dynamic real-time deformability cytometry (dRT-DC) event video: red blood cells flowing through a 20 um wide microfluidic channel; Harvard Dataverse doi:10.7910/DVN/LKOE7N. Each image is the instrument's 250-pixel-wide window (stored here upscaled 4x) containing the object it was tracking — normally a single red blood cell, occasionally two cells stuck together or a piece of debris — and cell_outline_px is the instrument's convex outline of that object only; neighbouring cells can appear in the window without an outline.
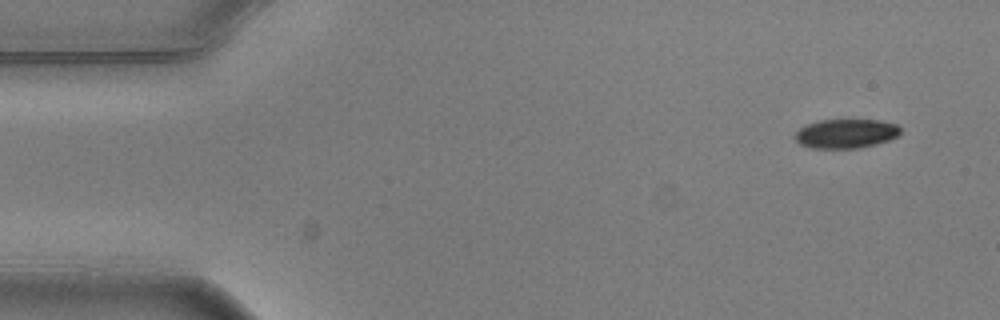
{"species": "common noctule bat (a hibernating species)", "species_latin": "Nyctalus noctula", "temperature_condition": "warm", "stored_images_in_passage": 6, "camera_frame_rate_fps": 3000, "um_per_image_px": 0.085, "animal": {"sex": "male", "body_mass_g": 20.5, "forearm_length_mm": 52.5}, "frame": {"image": 1, "passage_image": 1, "time_ms": 0.0, "image_size_px": [1000, 320], "cell_outline_px": [[900, 132], [896, 136], [888, 140], [876, 144], [860, 148], [812, 148], [800, 144], [792, 136], [800, 128], [808, 124], [820, 120], [880, 120], [896, 124], [900, 128]], "centroid_in_image_um": [71.88, 11.36], "position_along_channel_um": 13.1, "area_um2": 17.86}}
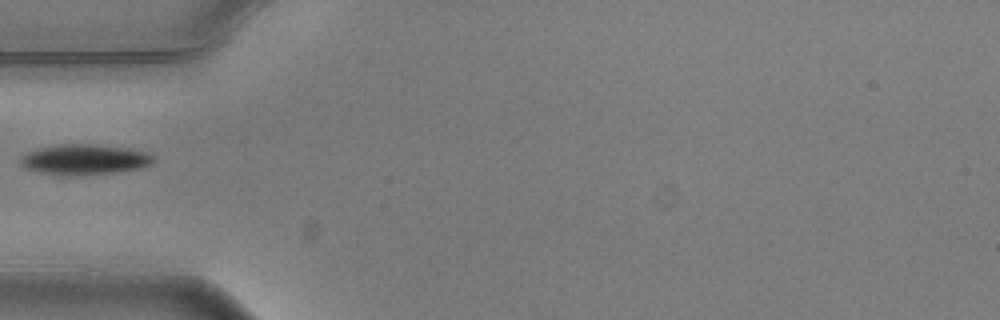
{"frame": {"image": 2, "passage_image": 5, "time_ms": 1.333, "image_size_px": [1000, 320], "cell_outline_px": [[152, 160], [148, 164], [140, 168], [112, 172], [64, 176], [60, 176], [24, 168], [20, 164], [20, 160], [28, 152], [40, 148], [64, 144], [92, 144], [124, 148], [148, 152], [152, 156]], "centroid_in_image_um": [7.14, 13.56], "position_along_channel_um": 77.9, "area_um2": 22.95}}
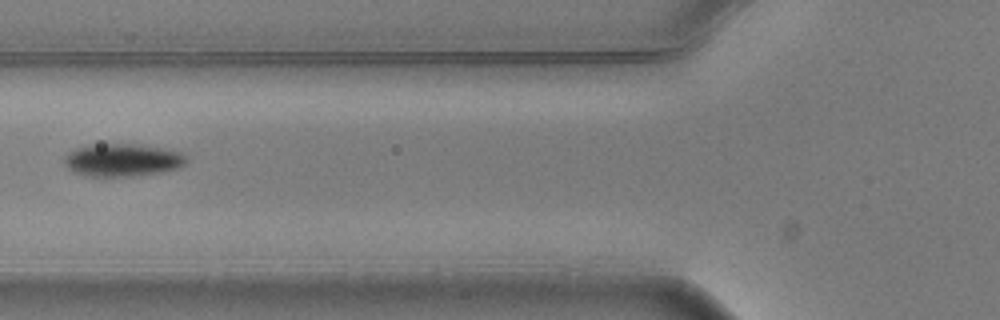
{"frame": {"image": 3, "passage_image": 6, "time_ms": 1.667, "image_size_px": [1000, 320], "cell_outline_px": [[188, 160], [180, 168], [164, 172], [136, 176], [88, 176], [72, 172], [64, 164], [64, 156], [68, 152], [76, 148], [104, 144], [136, 144], [164, 148], [180, 152]], "centroid_in_image_um": [10.43, 13.62], "position_along_channel_um": 115.4, "area_um2": 23.35}}